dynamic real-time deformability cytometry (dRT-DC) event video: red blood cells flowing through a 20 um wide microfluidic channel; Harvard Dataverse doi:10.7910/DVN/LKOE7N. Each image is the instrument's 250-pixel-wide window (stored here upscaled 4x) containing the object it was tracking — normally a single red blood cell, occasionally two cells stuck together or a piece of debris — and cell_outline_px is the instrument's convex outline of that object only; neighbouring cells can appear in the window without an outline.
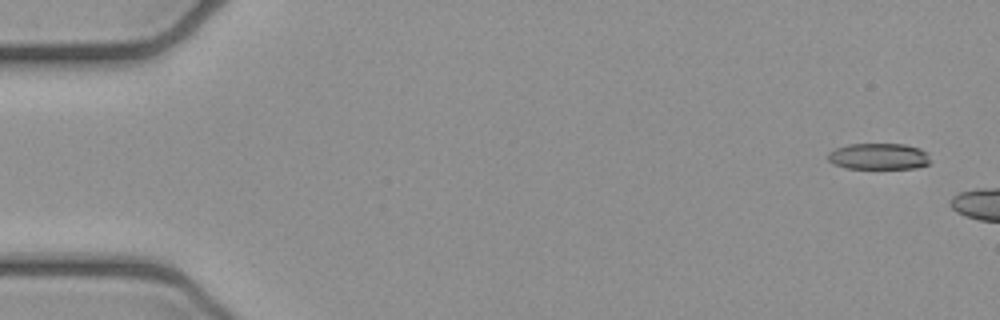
{"species": "common noctule bat (a hibernating species)", "species_latin": "Nyctalus noctula", "temperature_condition": "cold", "stored_images_in_passage": 3, "camera_frame_rate_fps": 3000, "um_per_image_px": 0.085, "animal": {"sex": "female", "body_mass_g": 21.9}, "frame": {"image": 1, "passage_image": 1, "time_ms": 0.0, "image_size_px": [1000, 320], "cell_outline_px": [[932, 160], [928, 164], [916, 168], [848, 168], [832, 164], [828, 160], [828, 152], [836, 148], [848, 144], [904, 144], [920, 148], [928, 152]], "centroid_in_image_um": [74.72, 13.29], "position_along_channel_um": 10.3, "area_um2": 15.84}}